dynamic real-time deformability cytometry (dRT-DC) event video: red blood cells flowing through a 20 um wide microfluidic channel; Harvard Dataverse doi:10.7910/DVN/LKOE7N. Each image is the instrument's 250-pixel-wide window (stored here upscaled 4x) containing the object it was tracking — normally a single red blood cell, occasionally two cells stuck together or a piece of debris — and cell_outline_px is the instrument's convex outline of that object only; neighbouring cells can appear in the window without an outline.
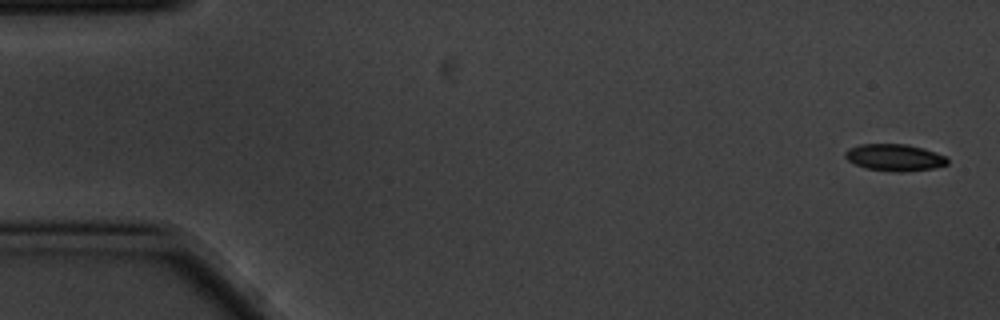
{"species": "common noctule bat (a hibernating species)", "species_latin": "Nyctalus noctula", "temperature_condition": "cold", "stored_images_in_passage": 3, "camera_frame_rate_fps": 3000, "um_per_image_px": 0.085, "animal": {"sex": "male", "body_mass_g": 20.1, "forearm_length_mm": 53.5}, "frame": {"image": 1, "passage_image": 1, "time_ms": 0.0, "image_size_px": [1000, 320], "cell_outline_px": [[948, 164], [932, 168], [868, 168], [856, 164], [848, 160], [844, 156], [844, 152], [848, 148], [860, 144], [908, 144], [924, 148], [936, 152], [944, 156], [948, 160]], "centroid_in_image_um": [76.0, 13.3], "position_along_channel_um": 9.0, "area_um2": 14.91}}